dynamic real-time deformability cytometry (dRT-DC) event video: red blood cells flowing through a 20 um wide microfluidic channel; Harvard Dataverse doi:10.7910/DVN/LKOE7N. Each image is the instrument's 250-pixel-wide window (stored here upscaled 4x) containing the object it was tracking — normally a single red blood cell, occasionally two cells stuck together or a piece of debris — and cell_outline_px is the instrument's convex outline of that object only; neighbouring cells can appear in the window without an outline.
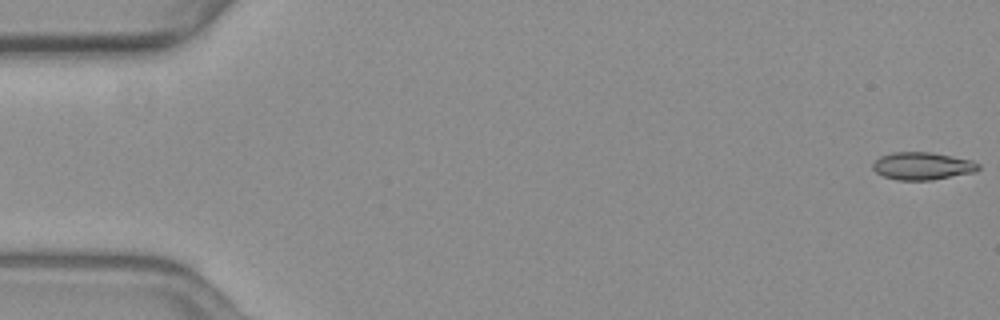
{"species": "common noctule bat (a hibernating species)", "species_latin": "Nyctalus noctula", "temperature_condition": "warm", "stored_images_in_passage": 54, "camera_frame_rate_fps": 3000, "um_per_image_px": 0.085, "animal": {"sex": "female", "body_mass_g": 19.3, "forearm_length_mm": 54.1}, "frame": {"image": 1, "passage_image": 1, "time_ms": 0.0, "image_size_px": [1000, 320], "cell_outline_px": [[980, 168], [972, 172], [932, 180], [900, 180], [884, 176], [876, 172], [872, 168], [872, 164], [880, 156], [892, 152], [932, 152], [972, 160], [980, 164]], "centroid_in_image_um": [78.39, 14.1], "position_along_channel_um": 6.6, "area_um2": 16.88}}
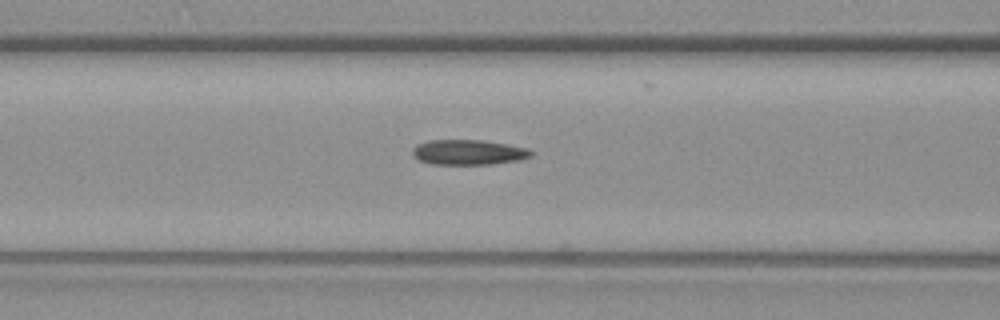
{"frame": {"image": 2, "passage_image": 23, "time_ms": 7.333, "image_size_px": [1000, 320], "cell_outline_px": [[532, 156], [520, 160], [492, 164], [432, 164], [420, 160], [412, 156], [412, 148], [416, 144], [428, 140], [480, 140], [528, 148], [532, 152]], "centroid_in_image_um": [39.78, 12.94], "position_along_channel_um": 126.8, "area_um2": 17.34}}
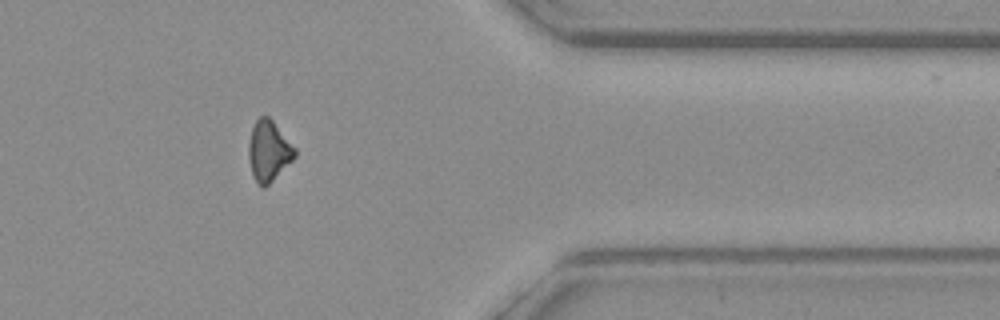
{"frame": {"image": 3, "passage_image": 46, "time_ms": 15.0, "image_size_px": [1000, 320], "cell_outline_px": [[296, 156], [264, 188], [260, 188], [256, 184], [248, 160], [248, 144], [252, 128], [256, 120], [260, 116], [268, 116], [272, 120], [296, 148]], "centroid_in_image_um": [22.82, 12.84], "position_along_channel_um": 388.6, "area_um2": 16.24}, "authors_computed_cell_mechanics": {"area_um2": 16.9643, "velocity_mm_per_s": 3.6883, "shape_relaxation_time_tau1_ms": null, "shape_relaxation_time_tau2_ms": 3.2453, "deformation_change_tau1": null, "deformation_change_tau2": 0.0938}}